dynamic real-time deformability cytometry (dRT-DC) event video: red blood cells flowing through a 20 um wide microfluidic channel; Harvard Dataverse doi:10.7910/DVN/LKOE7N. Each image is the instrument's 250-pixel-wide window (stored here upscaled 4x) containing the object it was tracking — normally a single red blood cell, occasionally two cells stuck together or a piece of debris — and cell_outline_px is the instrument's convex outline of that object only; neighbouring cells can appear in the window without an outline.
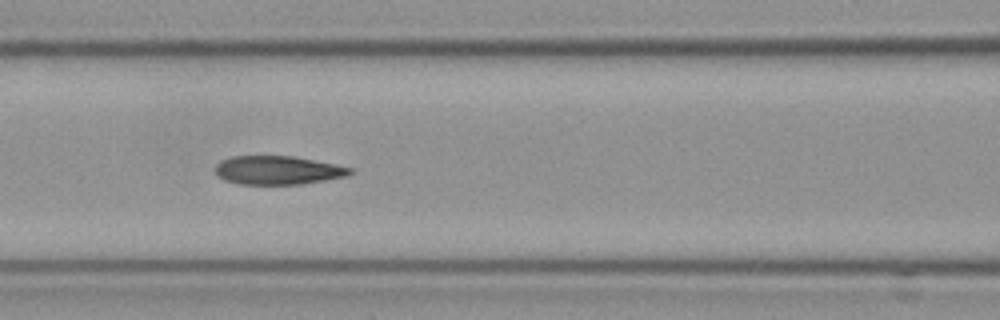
{"species": "Egyptian fruit bat (a non-hibernating species)", "species_latin": "Rousettus aegyptiacus", "temperature_condition": "cold", "stored_images_in_passage": 9, "camera_frame_rate_fps": 3000, "um_per_image_px": 0.085, "frame": {"image": 1, "passage_image": 6, "time_ms": 1.667, "image_size_px": [1000, 320], "cell_outline_px": [[352, 172], [344, 176], [324, 180], [300, 184], [240, 184], [224, 180], [216, 176], [216, 164], [220, 160], [232, 156], [292, 156], [336, 164], [352, 168]], "centroid_in_image_um": [23.56, 14.46], "position_along_channel_um": 143.0, "area_um2": 22.37}}
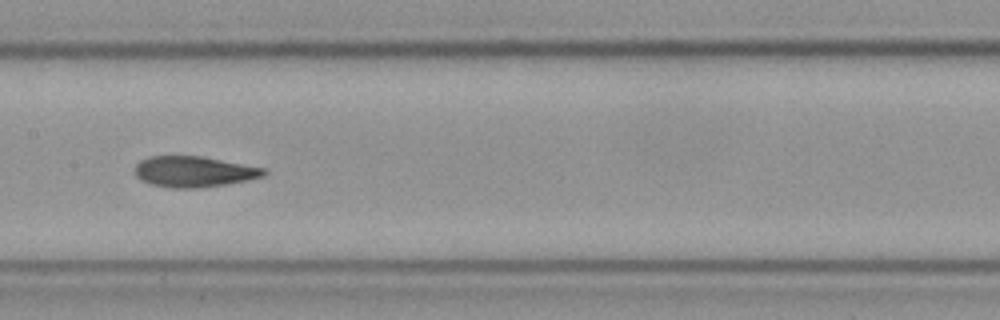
{"frame": {"image": 2, "passage_image": 7, "time_ms": 2.0, "image_size_px": [1000, 320], "cell_outline_px": [[268, 172], [264, 176], [248, 180], [228, 184], [196, 188], [172, 188], [148, 184], [140, 180], [136, 176], [136, 164], [140, 160], [148, 156], [200, 156], [264, 168]], "centroid_in_image_um": [16.46, 14.6], "position_along_channel_um": 190.9, "area_um2": 23.18}}